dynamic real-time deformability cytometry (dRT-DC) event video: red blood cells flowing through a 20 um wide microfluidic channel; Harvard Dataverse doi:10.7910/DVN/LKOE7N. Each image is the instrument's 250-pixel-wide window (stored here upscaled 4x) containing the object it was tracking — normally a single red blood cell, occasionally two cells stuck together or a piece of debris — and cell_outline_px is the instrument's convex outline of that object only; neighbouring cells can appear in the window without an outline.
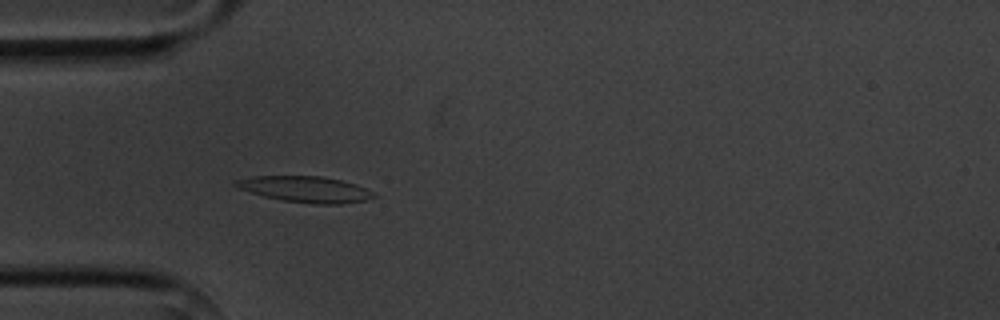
{"species": "common noctule bat (a hibernating species)", "species_latin": "Nyctalus noctula", "temperature_condition": "cold", "stored_images_in_passage": 5, "camera_frame_rate_fps": 3000, "um_per_image_px": 0.085, "animal": {"sex": "male", "body_mass_g": 20.1, "forearm_length_mm": 53.5}, "frame": {"image": 1, "passage_image": 5, "time_ms": 4.667, "image_size_px": [1000, 320], "cell_outline_px": [[376, 196], [364, 200], [340, 204], [312, 204], [284, 200], [264, 196], [236, 188], [232, 184], [236, 180], [252, 176], [324, 176], [356, 184], [376, 192]], "centroid_in_image_um": [25.96, 16.08], "position_along_channel_um": 59.0, "area_um2": 20.98}}